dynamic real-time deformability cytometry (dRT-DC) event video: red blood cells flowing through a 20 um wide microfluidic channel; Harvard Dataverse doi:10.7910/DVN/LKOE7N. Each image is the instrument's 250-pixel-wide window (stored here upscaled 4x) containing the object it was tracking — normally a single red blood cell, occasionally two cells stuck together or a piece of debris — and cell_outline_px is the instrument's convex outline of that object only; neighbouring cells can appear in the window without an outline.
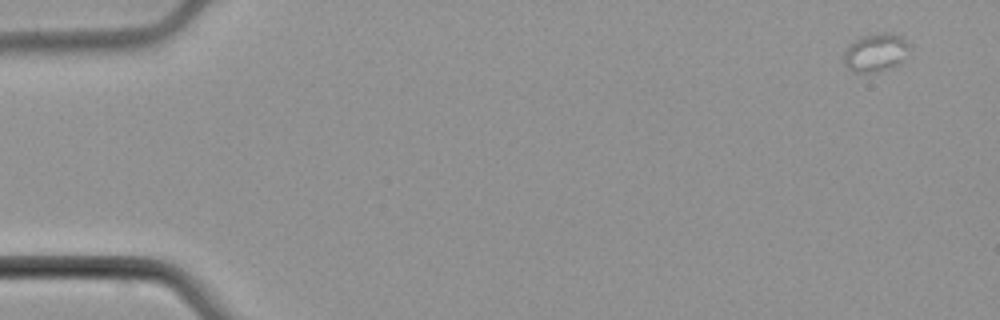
{"species": "common noctule bat (a hibernating species)", "species_latin": "Nyctalus noctula", "temperature_condition": "cold", "stored_images_in_passage": 4, "camera_frame_rate_fps": 3000, "um_per_image_px": 0.085, "animal": {"sex": "male", "body_mass_g": 21.5, "forearm_length_mm": 52.0}, "frame": {"image": 1, "passage_image": 1, "time_ms": 0.0, "image_size_px": [1000, 320], "cell_outline_px": [[908, 48], [900, 64], [876, 72], [852, 72], [844, 64], [844, 52], [860, 36], [880, 32], [892, 32], [900, 36], [908, 44]], "centroid_in_image_um": [74.41, 4.46], "position_along_channel_um": 10.6, "area_um2": 14.39}}